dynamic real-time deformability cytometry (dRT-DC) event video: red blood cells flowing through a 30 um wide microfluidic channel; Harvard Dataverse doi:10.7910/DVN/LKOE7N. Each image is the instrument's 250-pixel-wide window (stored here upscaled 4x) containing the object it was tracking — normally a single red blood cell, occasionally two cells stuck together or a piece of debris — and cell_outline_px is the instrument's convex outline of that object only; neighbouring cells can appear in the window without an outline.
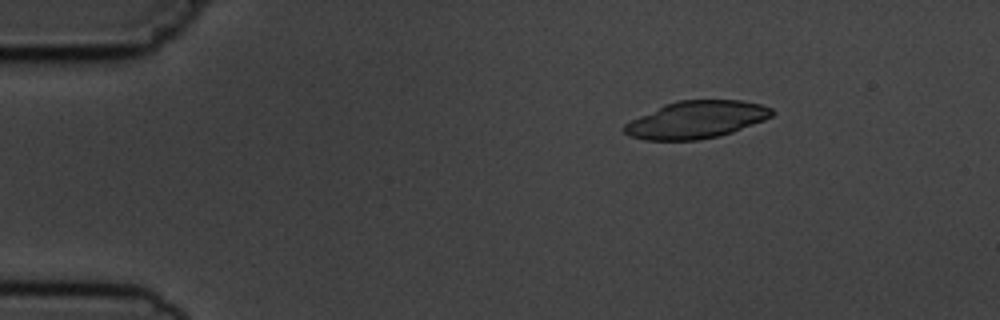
{"species": "common noctule bat (a hibernating species)", "species_latin": "Nyctalus noctula", "temperature_condition": "cold", "stored_images_in_passage": 3, "camera_frame_rate_fps": 3000, "um_per_image_px": 0.085, "animal": {"sex": "male", "body_mass_g": 19.5, "forearm_length_mm": 54.6}, "frame": {"image": 1, "passage_image": 1, "time_ms": 0.0, "image_size_px": [1000, 320], "cell_outline_px": [[776, 112], [772, 116], [764, 120], [732, 132], [716, 136], [696, 140], [644, 140], [628, 136], [624, 132], [624, 124], [664, 104], [680, 100], [740, 100], [760, 104], [772, 108]], "centroid_in_image_um": [59.19, 10.17], "position_along_channel_um": 25.8, "area_um2": 31.91}}